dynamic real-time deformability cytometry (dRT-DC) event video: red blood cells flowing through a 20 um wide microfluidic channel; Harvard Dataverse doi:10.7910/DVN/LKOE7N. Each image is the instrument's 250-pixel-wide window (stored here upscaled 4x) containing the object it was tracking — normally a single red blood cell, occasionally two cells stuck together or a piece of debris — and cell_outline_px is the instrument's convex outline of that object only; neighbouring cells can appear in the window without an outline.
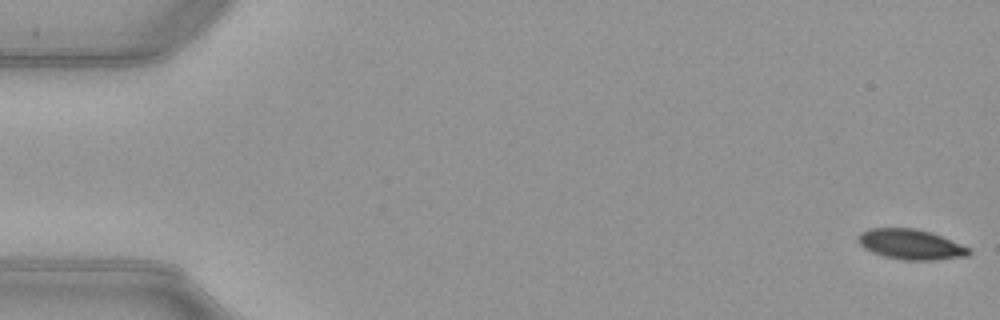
{"species": "common noctule bat (a hibernating species)", "species_latin": "Nyctalus noctula", "temperature_condition": "warm", "stored_images_in_passage": 52, "camera_frame_rate_fps": 3000, "um_per_image_px": 0.085, "animal": {"sex": "female", "body_mass_g": 21.9}, "frame": {"image": 1, "passage_image": 1, "time_ms": 0.0, "image_size_px": [1000, 320], "cell_outline_px": [[972, 252], [968, 256], [932, 260], [900, 260], [884, 256], [872, 252], [864, 248], [856, 240], [860, 232], [872, 228], [912, 228], [932, 232], [972, 248]], "centroid_in_image_um": [77.44, 20.77], "position_along_channel_um": 7.6, "area_um2": 19.71}}
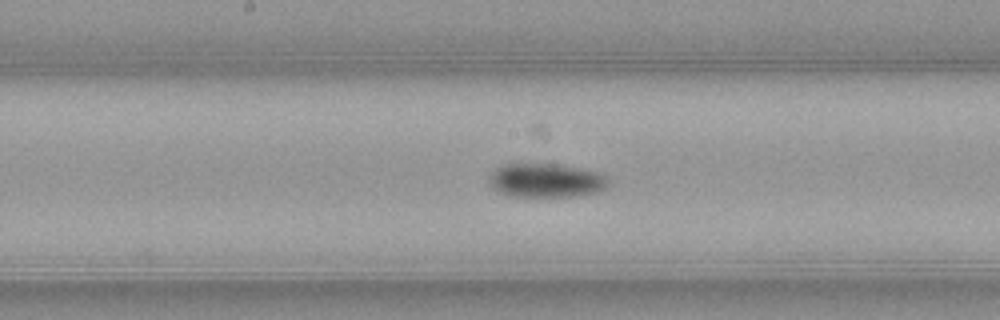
{"frame": {"image": 2, "passage_image": 27, "time_ms": 8.667, "image_size_px": [1000, 320], "cell_outline_px": [[612, 184], [596, 192], [576, 196], [508, 196], [496, 192], [488, 180], [488, 176], [496, 168], [504, 164], [544, 160], [600, 172], [608, 176]], "centroid_in_image_um": [46.42, 15.28], "position_along_channel_um": 201.8, "area_um2": 24.85}}
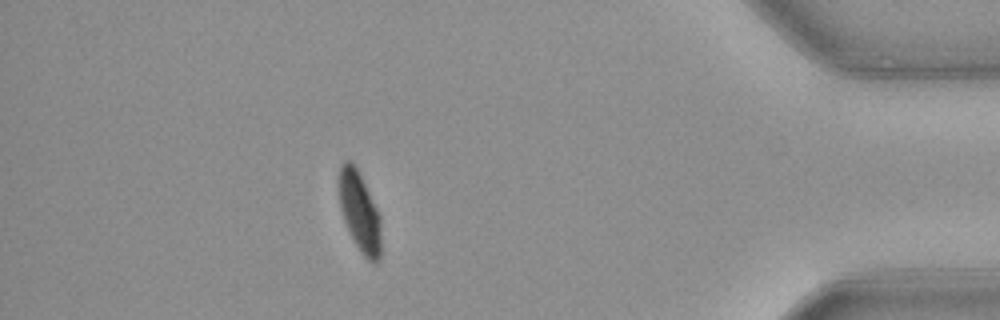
{"frame": {"image": 3, "passage_image": 46, "time_ms": 15.0, "image_size_px": [1000, 320], "cell_outline_px": [[380, 260], [376, 264], [372, 264], [360, 252], [344, 220], [340, 208], [340, 164], [344, 160], [348, 160], [356, 168], [380, 216]], "centroid_in_image_um": [30.58, 18.08], "position_along_channel_um": 404.6, "area_um2": 18.96}, "authors_computed_cell_mechanics": {"area_um2": 21.5594, "velocity_mm_per_s": 3.9755, "shape_relaxation_time_tau1_ms": 7.7859, "shape_relaxation_time_tau2_ms": 5.2861, "deformation_change_tau1": 0.2293, "deformation_change_tau2": 0.0575}}